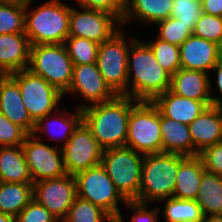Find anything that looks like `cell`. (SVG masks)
Returning <instances> with one entry per match:
<instances>
[{"instance_id":"1","label":"cell","mask_w":222,"mask_h":222,"mask_svg":"<svg viewBox=\"0 0 222 222\" xmlns=\"http://www.w3.org/2000/svg\"><path fill=\"white\" fill-rule=\"evenodd\" d=\"M129 96L116 95L112 100L82 109V121L103 149L126 146L128 121L138 103Z\"/></svg>"},{"instance_id":"2","label":"cell","mask_w":222,"mask_h":222,"mask_svg":"<svg viewBox=\"0 0 222 222\" xmlns=\"http://www.w3.org/2000/svg\"><path fill=\"white\" fill-rule=\"evenodd\" d=\"M127 96L138 101H153L170 90L171 75L156 60L144 40L135 39L129 48Z\"/></svg>"},{"instance_id":"3","label":"cell","mask_w":222,"mask_h":222,"mask_svg":"<svg viewBox=\"0 0 222 222\" xmlns=\"http://www.w3.org/2000/svg\"><path fill=\"white\" fill-rule=\"evenodd\" d=\"M33 1L25 2L24 33L31 46L65 43L69 35L70 6L61 0H48L31 9Z\"/></svg>"},{"instance_id":"4","label":"cell","mask_w":222,"mask_h":222,"mask_svg":"<svg viewBox=\"0 0 222 222\" xmlns=\"http://www.w3.org/2000/svg\"><path fill=\"white\" fill-rule=\"evenodd\" d=\"M187 156L159 152L144 155L141 170L139 202L144 204L160 203L173 197L179 164Z\"/></svg>"},{"instance_id":"5","label":"cell","mask_w":222,"mask_h":222,"mask_svg":"<svg viewBox=\"0 0 222 222\" xmlns=\"http://www.w3.org/2000/svg\"><path fill=\"white\" fill-rule=\"evenodd\" d=\"M143 160L144 155L126 146L103 150L100 164L126 201L139 202Z\"/></svg>"},{"instance_id":"6","label":"cell","mask_w":222,"mask_h":222,"mask_svg":"<svg viewBox=\"0 0 222 222\" xmlns=\"http://www.w3.org/2000/svg\"><path fill=\"white\" fill-rule=\"evenodd\" d=\"M124 31L121 28L110 39L99 44L96 64L110 89L116 95L127 96L128 53L137 37H127Z\"/></svg>"},{"instance_id":"7","label":"cell","mask_w":222,"mask_h":222,"mask_svg":"<svg viewBox=\"0 0 222 222\" xmlns=\"http://www.w3.org/2000/svg\"><path fill=\"white\" fill-rule=\"evenodd\" d=\"M28 70L65 94L72 80L73 62L64 43L34 45L30 48Z\"/></svg>"},{"instance_id":"8","label":"cell","mask_w":222,"mask_h":222,"mask_svg":"<svg viewBox=\"0 0 222 222\" xmlns=\"http://www.w3.org/2000/svg\"><path fill=\"white\" fill-rule=\"evenodd\" d=\"M126 147L142 155L162 152L160 111L152 101H139L132 108Z\"/></svg>"},{"instance_id":"9","label":"cell","mask_w":222,"mask_h":222,"mask_svg":"<svg viewBox=\"0 0 222 222\" xmlns=\"http://www.w3.org/2000/svg\"><path fill=\"white\" fill-rule=\"evenodd\" d=\"M74 177L78 197L102 208L114 220L118 218L121 214L120 203L127 201L117 191L101 164L78 172Z\"/></svg>"},{"instance_id":"10","label":"cell","mask_w":222,"mask_h":222,"mask_svg":"<svg viewBox=\"0 0 222 222\" xmlns=\"http://www.w3.org/2000/svg\"><path fill=\"white\" fill-rule=\"evenodd\" d=\"M9 75L18 83L22 101L35 123L40 118L60 109L57 107L62 103L64 94L49 84L44 78L31 73L28 69Z\"/></svg>"},{"instance_id":"11","label":"cell","mask_w":222,"mask_h":222,"mask_svg":"<svg viewBox=\"0 0 222 222\" xmlns=\"http://www.w3.org/2000/svg\"><path fill=\"white\" fill-rule=\"evenodd\" d=\"M42 139V135L28 134L22 143L33 183L67 175L58 143L51 146Z\"/></svg>"},{"instance_id":"12","label":"cell","mask_w":222,"mask_h":222,"mask_svg":"<svg viewBox=\"0 0 222 222\" xmlns=\"http://www.w3.org/2000/svg\"><path fill=\"white\" fill-rule=\"evenodd\" d=\"M74 5L77 7L70 6L68 37L86 38L100 44L122 28L121 21L111 13Z\"/></svg>"},{"instance_id":"13","label":"cell","mask_w":222,"mask_h":222,"mask_svg":"<svg viewBox=\"0 0 222 222\" xmlns=\"http://www.w3.org/2000/svg\"><path fill=\"white\" fill-rule=\"evenodd\" d=\"M61 150L67 174L75 175L99 165L104 149L82 121Z\"/></svg>"},{"instance_id":"14","label":"cell","mask_w":222,"mask_h":222,"mask_svg":"<svg viewBox=\"0 0 222 222\" xmlns=\"http://www.w3.org/2000/svg\"><path fill=\"white\" fill-rule=\"evenodd\" d=\"M76 197L74 175L67 174L33 183V199L48 209L59 221L66 217Z\"/></svg>"},{"instance_id":"15","label":"cell","mask_w":222,"mask_h":222,"mask_svg":"<svg viewBox=\"0 0 222 222\" xmlns=\"http://www.w3.org/2000/svg\"><path fill=\"white\" fill-rule=\"evenodd\" d=\"M71 95H80L84 102L76 107L83 109L87 106L112 100L116 94L105 83L96 63L73 65L72 80L68 91Z\"/></svg>"},{"instance_id":"16","label":"cell","mask_w":222,"mask_h":222,"mask_svg":"<svg viewBox=\"0 0 222 222\" xmlns=\"http://www.w3.org/2000/svg\"><path fill=\"white\" fill-rule=\"evenodd\" d=\"M179 55L181 68L211 74L222 58V47L192 34L179 46Z\"/></svg>"},{"instance_id":"17","label":"cell","mask_w":222,"mask_h":222,"mask_svg":"<svg viewBox=\"0 0 222 222\" xmlns=\"http://www.w3.org/2000/svg\"><path fill=\"white\" fill-rule=\"evenodd\" d=\"M0 112L27 134L33 133L35 122L22 101L18 83L10 75H0Z\"/></svg>"},{"instance_id":"18","label":"cell","mask_w":222,"mask_h":222,"mask_svg":"<svg viewBox=\"0 0 222 222\" xmlns=\"http://www.w3.org/2000/svg\"><path fill=\"white\" fill-rule=\"evenodd\" d=\"M194 141V156L222 141V107L208 106L189 125Z\"/></svg>"},{"instance_id":"19","label":"cell","mask_w":222,"mask_h":222,"mask_svg":"<svg viewBox=\"0 0 222 222\" xmlns=\"http://www.w3.org/2000/svg\"><path fill=\"white\" fill-rule=\"evenodd\" d=\"M30 48L25 33L0 35V75L28 69Z\"/></svg>"},{"instance_id":"20","label":"cell","mask_w":222,"mask_h":222,"mask_svg":"<svg viewBox=\"0 0 222 222\" xmlns=\"http://www.w3.org/2000/svg\"><path fill=\"white\" fill-rule=\"evenodd\" d=\"M152 102L165 117L187 125L212 105L211 100L184 98L170 90L158 95Z\"/></svg>"},{"instance_id":"21","label":"cell","mask_w":222,"mask_h":222,"mask_svg":"<svg viewBox=\"0 0 222 222\" xmlns=\"http://www.w3.org/2000/svg\"><path fill=\"white\" fill-rule=\"evenodd\" d=\"M60 110V112H59ZM57 112H54L52 114H49L45 117L40 118L36 123H35V128L33 131V135H39L41 133H45L42 135H46L48 131H50L45 138L47 140L49 138L53 139L55 142L60 141L58 147L62 149L66 143L69 141L70 137L74 133L75 129L79 126V124L82 122V109L75 108V111L70 113L66 109L65 112L63 109H59ZM60 114H56V113ZM62 112V113H61ZM69 113V115H68ZM52 118V120H51ZM51 121V122H50ZM58 130H56V129ZM47 131V132H46ZM52 131V132H51ZM56 134V135H55Z\"/></svg>"},{"instance_id":"22","label":"cell","mask_w":222,"mask_h":222,"mask_svg":"<svg viewBox=\"0 0 222 222\" xmlns=\"http://www.w3.org/2000/svg\"><path fill=\"white\" fill-rule=\"evenodd\" d=\"M170 91L193 100H211L210 74L180 68L171 76Z\"/></svg>"},{"instance_id":"23","label":"cell","mask_w":222,"mask_h":222,"mask_svg":"<svg viewBox=\"0 0 222 222\" xmlns=\"http://www.w3.org/2000/svg\"><path fill=\"white\" fill-rule=\"evenodd\" d=\"M160 132L162 152L194 156V141L187 124L165 117L160 112Z\"/></svg>"},{"instance_id":"24","label":"cell","mask_w":222,"mask_h":222,"mask_svg":"<svg viewBox=\"0 0 222 222\" xmlns=\"http://www.w3.org/2000/svg\"><path fill=\"white\" fill-rule=\"evenodd\" d=\"M205 171L204 164L198 155L187 156L179 164L173 197L195 200Z\"/></svg>"},{"instance_id":"25","label":"cell","mask_w":222,"mask_h":222,"mask_svg":"<svg viewBox=\"0 0 222 222\" xmlns=\"http://www.w3.org/2000/svg\"><path fill=\"white\" fill-rule=\"evenodd\" d=\"M0 182L33 183L22 145L0 147Z\"/></svg>"},{"instance_id":"26","label":"cell","mask_w":222,"mask_h":222,"mask_svg":"<svg viewBox=\"0 0 222 222\" xmlns=\"http://www.w3.org/2000/svg\"><path fill=\"white\" fill-rule=\"evenodd\" d=\"M173 0H130L126 14L121 21L125 29L128 22L139 20L144 24L155 25L157 22L171 17Z\"/></svg>"},{"instance_id":"27","label":"cell","mask_w":222,"mask_h":222,"mask_svg":"<svg viewBox=\"0 0 222 222\" xmlns=\"http://www.w3.org/2000/svg\"><path fill=\"white\" fill-rule=\"evenodd\" d=\"M33 199V183L0 182V212L15 218Z\"/></svg>"},{"instance_id":"28","label":"cell","mask_w":222,"mask_h":222,"mask_svg":"<svg viewBox=\"0 0 222 222\" xmlns=\"http://www.w3.org/2000/svg\"><path fill=\"white\" fill-rule=\"evenodd\" d=\"M195 201L203 215H222V177L205 171Z\"/></svg>"},{"instance_id":"29","label":"cell","mask_w":222,"mask_h":222,"mask_svg":"<svg viewBox=\"0 0 222 222\" xmlns=\"http://www.w3.org/2000/svg\"><path fill=\"white\" fill-rule=\"evenodd\" d=\"M164 201L163 216L166 222H200L203 218L201 207L195 200L170 197Z\"/></svg>"},{"instance_id":"30","label":"cell","mask_w":222,"mask_h":222,"mask_svg":"<svg viewBox=\"0 0 222 222\" xmlns=\"http://www.w3.org/2000/svg\"><path fill=\"white\" fill-rule=\"evenodd\" d=\"M63 222H115L102 208L76 197Z\"/></svg>"},{"instance_id":"31","label":"cell","mask_w":222,"mask_h":222,"mask_svg":"<svg viewBox=\"0 0 222 222\" xmlns=\"http://www.w3.org/2000/svg\"><path fill=\"white\" fill-rule=\"evenodd\" d=\"M155 37L156 39L145 42L151 48L159 65L173 76L181 68L179 46Z\"/></svg>"},{"instance_id":"32","label":"cell","mask_w":222,"mask_h":222,"mask_svg":"<svg viewBox=\"0 0 222 222\" xmlns=\"http://www.w3.org/2000/svg\"><path fill=\"white\" fill-rule=\"evenodd\" d=\"M24 31L25 2L0 4V35Z\"/></svg>"},{"instance_id":"33","label":"cell","mask_w":222,"mask_h":222,"mask_svg":"<svg viewBox=\"0 0 222 222\" xmlns=\"http://www.w3.org/2000/svg\"><path fill=\"white\" fill-rule=\"evenodd\" d=\"M65 46L73 65L96 63L99 44L80 37H68Z\"/></svg>"},{"instance_id":"34","label":"cell","mask_w":222,"mask_h":222,"mask_svg":"<svg viewBox=\"0 0 222 222\" xmlns=\"http://www.w3.org/2000/svg\"><path fill=\"white\" fill-rule=\"evenodd\" d=\"M157 26V37L161 40L167 41L170 44L180 46L189 36L193 34V31L188 25L183 24L179 19L175 17H169L161 20L155 24Z\"/></svg>"},{"instance_id":"35","label":"cell","mask_w":222,"mask_h":222,"mask_svg":"<svg viewBox=\"0 0 222 222\" xmlns=\"http://www.w3.org/2000/svg\"><path fill=\"white\" fill-rule=\"evenodd\" d=\"M193 35L222 47V17L202 13L196 21Z\"/></svg>"},{"instance_id":"36","label":"cell","mask_w":222,"mask_h":222,"mask_svg":"<svg viewBox=\"0 0 222 222\" xmlns=\"http://www.w3.org/2000/svg\"><path fill=\"white\" fill-rule=\"evenodd\" d=\"M202 3L200 0H173L171 17L179 19L183 24L194 31L196 21L202 14Z\"/></svg>"},{"instance_id":"37","label":"cell","mask_w":222,"mask_h":222,"mask_svg":"<svg viewBox=\"0 0 222 222\" xmlns=\"http://www.w3.org/2000/svg\"><path fill=\"white\" fill-rule=\"evenodd\" d=\"M84 8L106 11L123 20L129 7L130 0H72Z\"/></svg>"},{"instance_id":"38","label":"cell","mask_w":222,"mask_h":222,"mask_svg":"<svg viewBox=\"0 0 222 222\" xmlns=\"http://www.w3.org/2000/svg\"><path fill=\"white\" fill-rule=\"evenodd\" d=\"M27 135L0 112V147L22 145Z\"/></svg>"},{"instance_id":"39","label":"cell","mask_w":222,"mask_h":222,"mask_svg":"<svg viewBox=\"0 0 222 222\" xmlns=\"http://www.w3.org/2000/svg\"><path fill=\"white\" fill-rule=\"evenodd\" d=\"M59 220L43 205L32 199L14 218V222H58Z\"/></svg>"},{"instance_id":"40","label":"cell","mask_w":222,"mask_h":222,"mask_svg":"<svg viewBox=\"0 0 222 222\" xmlns=\"http://www.w3.org/2000/svg\"><path fill=\"white\" fill-rule=\"evenodd\" d=\"M134 211L132 219L130 222H158L160 207L155 206L153 209H148V204L140 203L137 201H127L123 207ZM115 222H124V217L122 214L118 216Z\"/></svg>"},{"instance_id":"41","label":"cell","mask_w":222,"mask_h":222,"mask_svg":"<svg viewBox=\"0 0 222 222\" xmlns=\"http://www.w3.org/2000/svg\"><path fill=\"white\" fill-rule=\"evenodd\" d=\"M198 156L206 171L222 177V141L205 148Z\"/></svg>"},{"instance_id":"42","label":"cell","mask_w":222,"mask_h":222,"mask_svg":"<svg viewBox=\"0 0 222 222\" xmlns=\"http://www.w3.org/2000/svg\"><path fill=\"white\" fill-rule=\"evenodd\" d=\"M215 71V75L216 76V81L214 82L215 86L212 85L213 82H211V80L213 81V79H211L210 77V94H211V103L213 106H218V107H222V58L217 62V64L212 68V72ZM217 88V91L219 92L220 95H213L214 93V88ZM220 96V97H219Z\"/></svg>"},{"instance_id":"43","label":"cell","mask_w":222,"mask_h":222,"mask_svg":"<svg viewBox=\"0 0 222 222\" xmlns=\"http://www.w3.org/2000/svg\"><path fill=\"white\" fill-rule=\"evenodd\" d=\"M202 12L222 17V0H201Z\"/></svg>"},{"instance_id":"44","label":"cell","mask_w":222,"mask_h":222,"mask_svg":"<svg viewBox=\"0 0 222 222\" xmlns=\"http://www.w3.org/2000/svg\"><path fill=\"white\" fill-rule=\"evenodd\" d=\"M200 222H222V215H203Z\"/></svg>"},{"instance_id":"45","label":"cell","mask_w":222,"mask_h":222,"mask_svg":"<svg viewBox=\"0 0 222 222\" xmlns=\"http://www.w3.org/2000/svg\"><path fill=\"white\" fill-rule=\"evenodd\" d=\"M0 222H14V218L8 214L0 212Z\"/></svg>"},{"instance_id":"46","label":"cell","mask_w":222,"mask_h":222,"mask_svg":"<svg viewBox=\"0 0 222 222\" xmlns=\"http://www.w3.org/2000/svg\"><path fill=\"white\" fill-rule=\"evenodd\" d=\"M26 1L28 0H0V4H12V3H20Z\"/></svg>"}]
</instances>
